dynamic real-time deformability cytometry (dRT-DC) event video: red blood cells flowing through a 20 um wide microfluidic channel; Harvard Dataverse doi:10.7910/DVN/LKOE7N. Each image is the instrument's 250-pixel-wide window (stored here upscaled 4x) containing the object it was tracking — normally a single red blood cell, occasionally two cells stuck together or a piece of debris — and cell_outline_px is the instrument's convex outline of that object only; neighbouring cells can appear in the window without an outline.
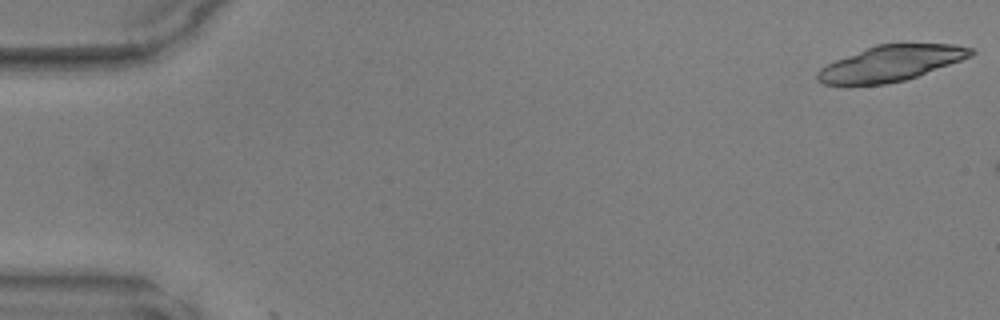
{"species": "common noctule bat (a hibernating species)", "species_latin": "Nyctalus noctula", "temperature_condition": "warm", "stored_images_in_passage": 3, "camera_frame_rate_fps": 3000, "um_per_image_px": 0.085, "animal": {"sex": "male", "body_mass_g": 17.9, "forearm_length_mm": 54.2}, "frame": {"image": 1, "passage_image": 1, "time_ms": 0.0, "image_size_px": [1000, 320], "cell_outline_px": [[976, 52], [972, 56], [916, 76], [904, 80], [884, 84], [844, 88], [824, 84], [816, 80], [816, 72], [820, 68], [836, 60], [876, 44], [952, 44], [972, 48]], "centroid_in_image_um": [75.63, 5.43], "position_along_channel_um": 9.4, "area_um2": 32.19}}